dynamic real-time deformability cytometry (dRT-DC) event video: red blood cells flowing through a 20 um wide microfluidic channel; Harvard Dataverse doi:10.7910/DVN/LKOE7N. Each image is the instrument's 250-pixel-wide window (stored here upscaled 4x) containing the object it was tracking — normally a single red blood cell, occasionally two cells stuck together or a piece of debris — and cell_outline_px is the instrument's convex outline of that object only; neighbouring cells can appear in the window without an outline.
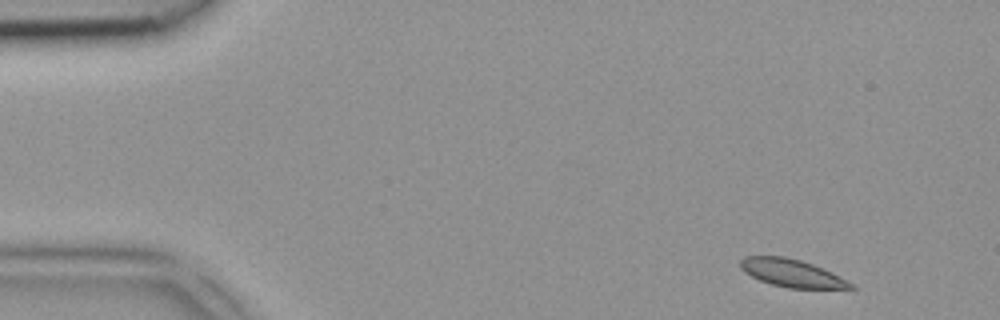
{"species": "common noctule bat (a hibernating species)", "species_latin": "Nyctalus noctula", "temperature_condition": "room temperature", "stored_images_in_passage": 4, "camera_frame_rate_fps": 3000, "um_per_image_px": 0.085, "animal": {"sex": "female", "body_mass_g": 18.4}, "frame": {"image": 1, "passage_image": 1, "time_ms": 0.0, "image_size_px": [1000, 320], "cell_outline_px": [[856, 288], [788, 288], [772, 284], [760, 280], [744, 272], [740, 268], [740, 260], [744, 256], [784, 256], [800, 260], [812, 264], [832, 272], [856, 284]], "centroid_in_image_um": [67.32, 23.21], "position_along_channel_um": 17.7, "area_um2": 17.8}}